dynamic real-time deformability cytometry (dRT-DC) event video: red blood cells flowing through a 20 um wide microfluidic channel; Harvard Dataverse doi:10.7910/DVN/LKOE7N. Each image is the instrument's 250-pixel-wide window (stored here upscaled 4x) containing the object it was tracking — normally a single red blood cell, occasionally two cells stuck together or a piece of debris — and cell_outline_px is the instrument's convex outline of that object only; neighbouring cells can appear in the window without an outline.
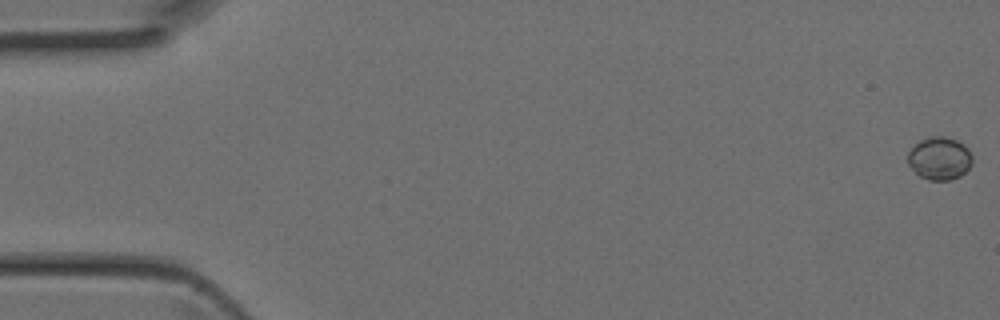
{"species": "Egyptian fruit bat (a non-hibernating species)", "species_latin": "Rousettus aegyptiacus", "temperature_condition": "room temperature", "stored_images_in_passage": 45, "camera_frame_rate_fps": 3000, "um_per_image_px": 0.085, "animal": {"sex": "female"}, "frame": {"image": 1, "passage_image": 1, "time_ms": 0.0, "image_size_px": [1000, 320], "cell_outline_px": [[972, 164], [960, 176], [948, 180], [928, 180], [920, 176], [908, 164], [908, 152], [920, 140], [932, 136], [944, 136], [956, 140], [964, 144], [968, 148], [972, 156]], "centroid_in_image_um": [79.87, 13.46], "position_along_channel_um": 5.1, "area_um2": 16.01}}
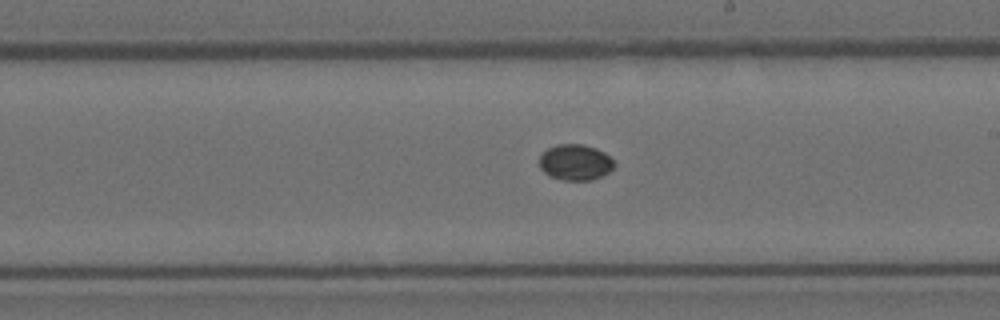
{"frame": {"image": 2, "passage_image": 26, "time_ms": 8.333, "image_size_px": [1000, 320], "cell_outline_px": [[616, 164], [608, 172], [592, 180], [564, 180], [548, 176], [540, 168], [540, 156], [548, 148], [556, 144], [584, 144], [596, 148], [604, 152]], "centroid_in_image_um": [48.89, 13.79], "position_along_channel_um": 240.1, "area_um2": 15.61}}
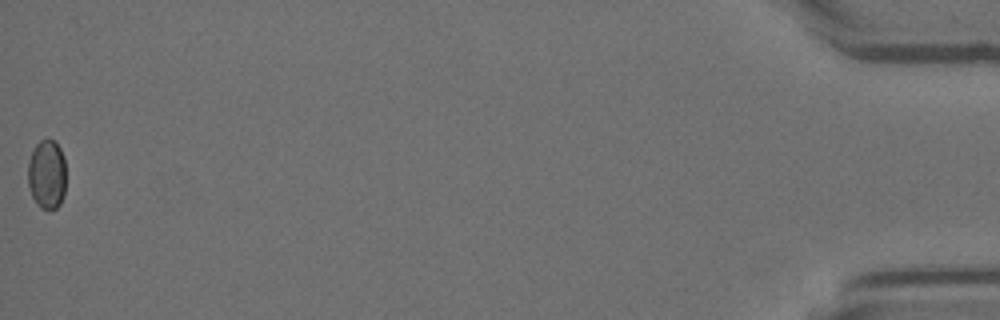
{"frame": {"image": 3, "passage_image": 45, "time_ms": 14.667, "image_size_px": [1000, 320], "cell_outline_px": [[64, 196], [60, 204], [52, 212], [48, 212], [40, 208], [36, 204], [32, 196], [28, 184], [28, 164], [32, 152], [36, 144], [40, 140], [48, 136], [56, 140], [64, 156]], "centroid_in_image_um": [3.98, 14.83], "position_along_channel_um": 431.2, "area_um2": 15.84}}